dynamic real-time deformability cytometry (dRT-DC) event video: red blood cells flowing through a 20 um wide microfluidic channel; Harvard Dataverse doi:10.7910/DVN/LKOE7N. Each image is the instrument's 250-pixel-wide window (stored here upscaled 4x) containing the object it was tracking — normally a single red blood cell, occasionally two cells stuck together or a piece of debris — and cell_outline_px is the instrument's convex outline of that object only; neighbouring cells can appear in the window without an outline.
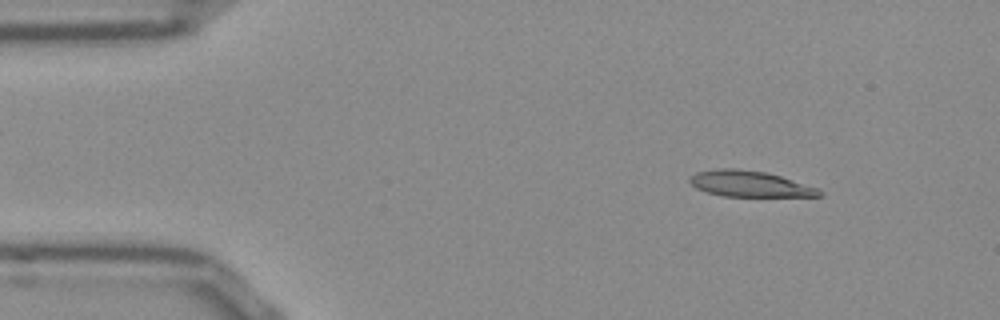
{"species": "Egyptian fruit bat (a non-hibernating species)", "species_latin": "Rousettus aegyptiacus", "temperature_condition": "room temperature", "stored_images_in_passage": 52, "segment_of_instrument_passage": [1, 2], "camera_frame_rate_fps": 3000, "um_per_image_px": 0.085, "frame": {"image": 1, "passage_image": 5, "time_ms": 1.333, "image_size_px": [1000, 320], "cell_outline_px": [[824, 192], [820, 196], [724, 196], [708, 192], [696, 188], [688, 180], [696, 172], [716, 168], [736, 168], [764, 172], [780, 176], [820, 188]], "centroid_in_image_um": [63.74, 15.62], "position_along_channel_um": 21.3, "area_um2": 19.48}}
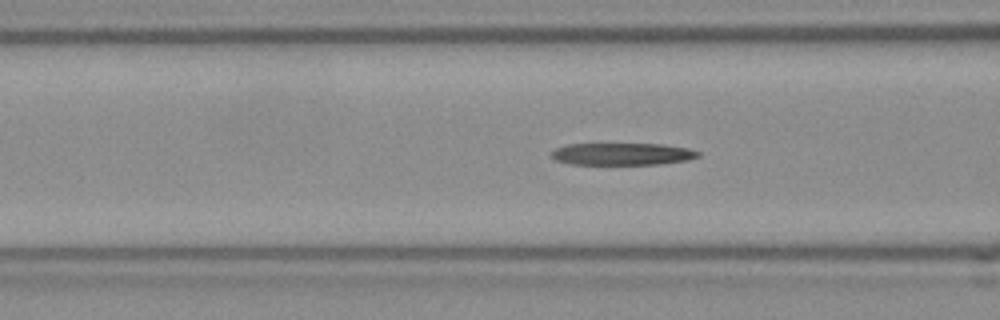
{"frame": {"image": 2, "passage_image": 18, "time_ms": 5.667, "image_size_px": [1000, 320], "cell_outline_px": [[700, 156], [688, 160], [660, 164], [568, 164], [556, 160], [552, 156], [552, 152], [556, 148], [568, 144], [660, 144], [688, 148], [700, 152]], "centroid_in_image_um": [52.91, 13.09], "position_along_channel_um": 113.7, "area_um2": 18.84}}
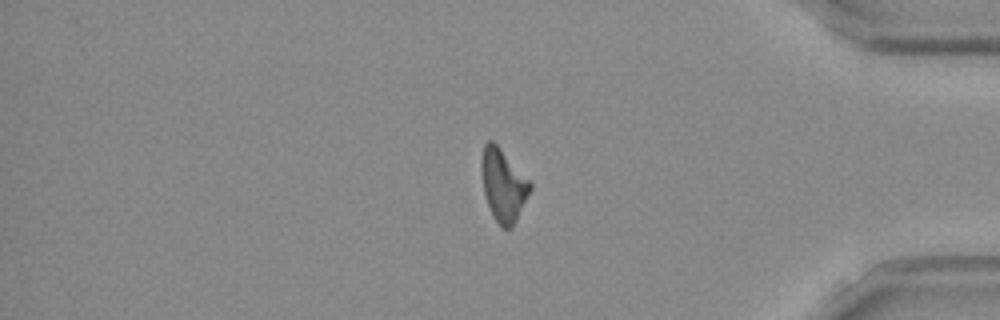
{"frame": {"image": 3, "passage_image": 42, "time_ms": 13.667, "image_size_px": [1000, 320], "cell_outline_px": [[532, 188], [512, 228], [504, 228], [492, 216], [484, 192], [480, 168], [480, 160], [484, 144], [488, 140], [492, 140], [496, 144], [532, 184]], "centroid_in_image_um": [42.75, 15.73], "position_along_channel_um": 392.5, "area_um2": 20.17}}